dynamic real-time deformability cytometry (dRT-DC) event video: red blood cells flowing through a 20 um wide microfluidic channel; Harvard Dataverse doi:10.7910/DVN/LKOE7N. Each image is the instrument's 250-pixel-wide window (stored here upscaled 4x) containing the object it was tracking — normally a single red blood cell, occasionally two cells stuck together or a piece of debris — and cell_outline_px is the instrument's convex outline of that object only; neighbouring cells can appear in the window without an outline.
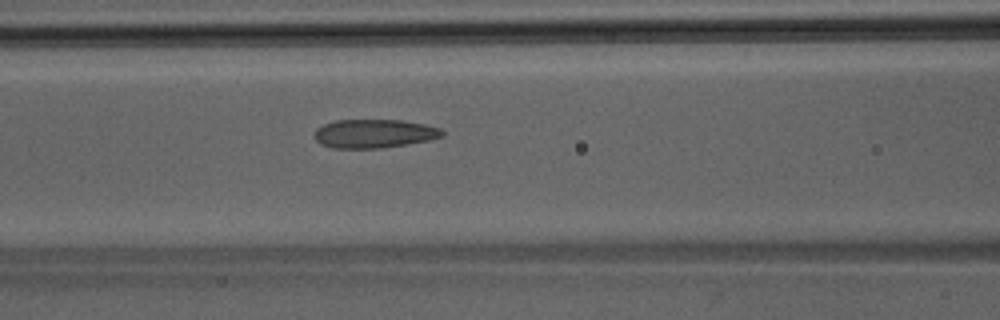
{"species": "Egyptian fruit bat (a non-hibernating species)", "species_latin": "Rousettus aegyptiacus", "temperature_condition": "room temperature", "stored_images_in_passage": 45, "camera_frame_rate_fps": 3000, "um_per_image_px": 0.085, "animal": {"sex": "male"}, "frame": {"image": 1, "passage_image": 19, "time_ms": 6.0, "image_size_px": [1000, 320], "cell_outline_px": [[444, 136], [428, 140], [380, 148], [332, 148], [320, 144], [312, 136], [316, 128], [324, 124], [336, 120], [400, 120], [424, 124], [440, 128], [444, 132]], "centroid_in_image_um": [31.75, 11.35], "position_along_channel_um": 134.8, "area_um2": 21.33}}
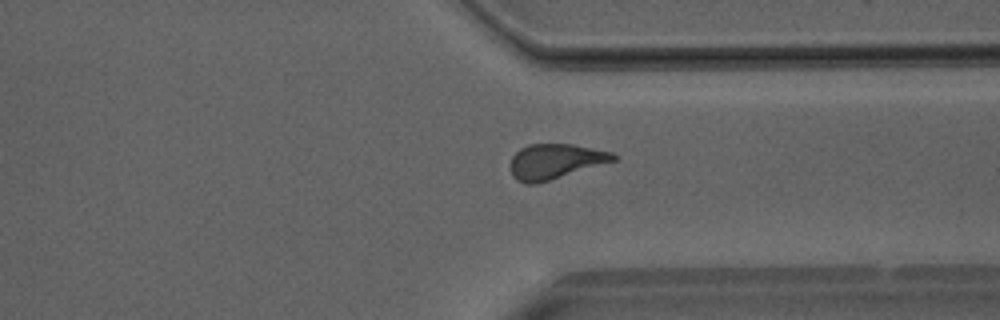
{"frame": {"image": 2, "passage_image": 34, "time_ms": 11.0, "image_size_px": [1000, 320], "cell_outline_px": [[616, 160], [536, 184], [524, 184], [516, 180], [512, 176], [508, 164], [512, 156], [520, 148], [528, 144], [572, 144], [612, 152], [616, 156]], "centroid_in_image_um": [47.12, 13.72], "position_along_channel_um": 364.3, "area_um2": 21.1}}
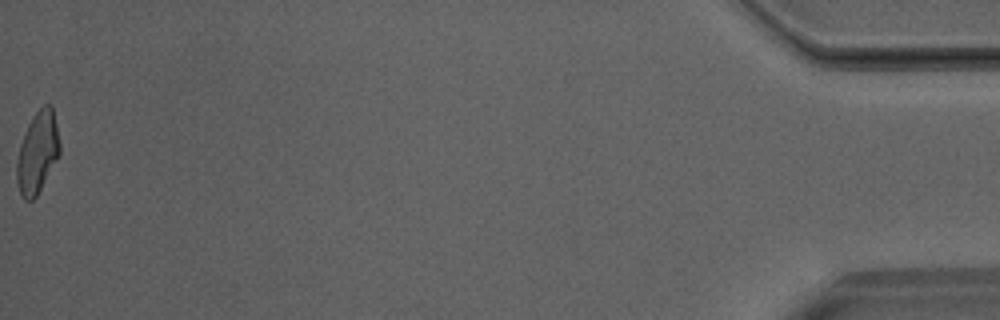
{"frame": {"image": 3, "passage_image": 45, "time_ms": 14.667, "image_size_px": [1000, 320], "cell_outline_px": [[60, 152], [36, 196], [32, 200], [24, 200], [20, 196], [16, 180], [16, 160], [20, 144], [28, 124], [32, 116], [44, 104], [52, 104], [60, 144]], "centroid_in_image_um": [3.16, 12.95], "position_along_channel_um": 432.0, "area_um2": 20.29}}